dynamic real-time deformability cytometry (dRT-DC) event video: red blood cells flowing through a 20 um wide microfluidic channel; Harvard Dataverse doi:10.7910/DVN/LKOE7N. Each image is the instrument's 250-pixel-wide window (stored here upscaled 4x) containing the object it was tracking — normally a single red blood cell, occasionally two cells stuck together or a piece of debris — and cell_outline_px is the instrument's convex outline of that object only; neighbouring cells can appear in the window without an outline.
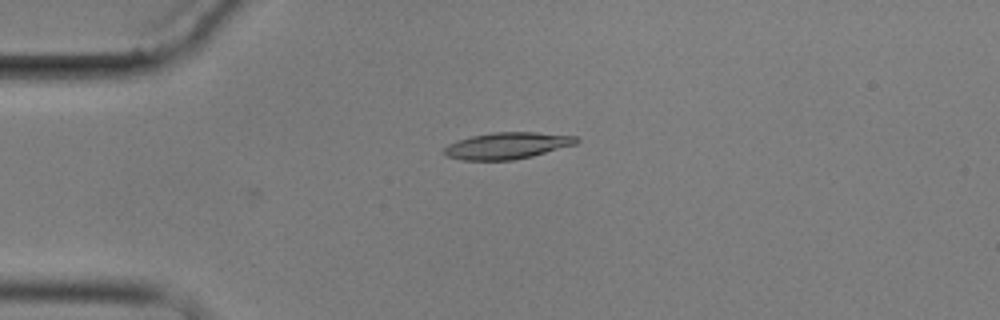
{"species": "common noctule bat (a hibernating species)", "species_latin": "Nyctalus noctula", "temperature_condition": "cold", "stored_images_in_passage": 4, "camera_frame_rate_fps": 3000, "um_per_image_px": 0.085, "animal": {"sex": "male", "body_mass_g": 17.9}, "frame": {"image": 1, "passage_image": 4, "time_ms": 3.333, "image_size_px": [1000, 320], "cell_outline_px": [[580, 140], [576, 144], [532, 156], [512, 160], [464, 160], [448, 156], [444, 152], [444, 148], [448, 144], [456, 140], [472, 136], [492, 132], [536, 132], [576, 136]], "centroid_in_image_um": [43.12, 12.37], "position_along_channel_um": 41.9, "area_um2": 20.4}}